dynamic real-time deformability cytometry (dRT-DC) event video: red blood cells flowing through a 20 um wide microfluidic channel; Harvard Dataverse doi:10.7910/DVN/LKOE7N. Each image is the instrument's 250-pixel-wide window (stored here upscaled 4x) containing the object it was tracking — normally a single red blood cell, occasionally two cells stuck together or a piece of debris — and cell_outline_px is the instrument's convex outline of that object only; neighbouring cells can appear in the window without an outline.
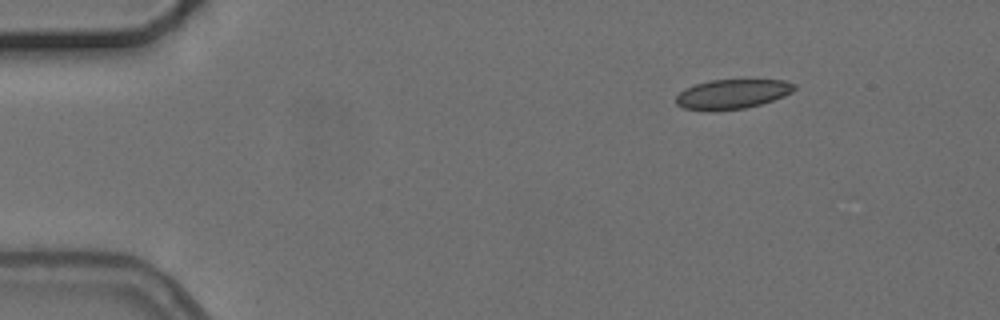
{"species": "common noctule bat (a hibernating species)", "species_latin": "Nyctalus noctula", "temperature_condition": "cold", "stored_images_in_passage": 4, "camera_frame_rate_fps": 3000, "um_per_image_px": 0.085, "animal": {"sex": "female", "body_mass_g": 24.6, "forearm_length_mm": 56.2}, "frame": {"image": 1, "passage_image": 1, "time_ms": 0.0, "image_size_px": [1000, 320], "cell_outline_px": [[796, 88], [792, 92], [784, 96], [760, 104], [744, 108], [708, 112], [704, 112], [684, 108], [676, 104], [676, 96], [684, 88], [696, 84], [712, 80], [744, 76], [784, 80], [796, 84]], "centroid_in_image_um": [62.27, 7.94], "position_along_channel_um": 22.7, "area_um2": 21.56}}
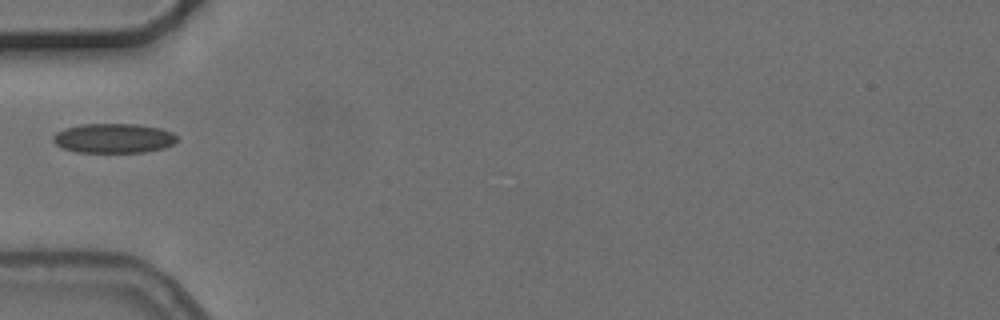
{"frame": {"image": 2, "passage_image": 4, "time_ms": 3.667, "image_size_px": [1000, 320], "cell_outline_px": [[176, 140], [172, 144], [164, 148], [144, 152], [76, 152], [64, 148], [56, 144], [52, 140], [52, 136], [56, 132], [64, 128], [80, 124], [140, 124], [160, 128], [172, 132], [176, 136]], "centroid_in_image_um": [9.63, 11.74], "position_along_channel_um": 75.4, "area_um2": 21.39}}